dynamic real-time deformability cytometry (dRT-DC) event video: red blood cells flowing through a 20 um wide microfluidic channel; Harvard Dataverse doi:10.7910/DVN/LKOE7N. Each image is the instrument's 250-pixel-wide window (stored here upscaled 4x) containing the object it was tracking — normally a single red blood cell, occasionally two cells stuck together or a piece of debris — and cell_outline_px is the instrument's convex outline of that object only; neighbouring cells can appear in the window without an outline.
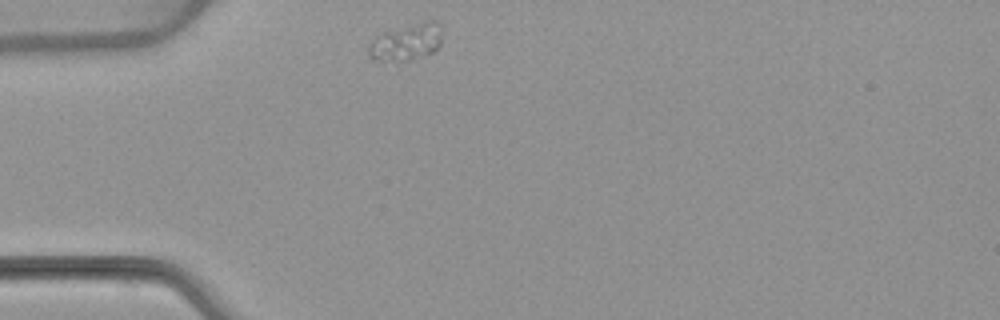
{"species": "common noctule bat (a hibernating species)", "species_latin": "Nyctalus noctula", "temperature_condition": "warm", "stored_images_in_passage": 42, "camera_frame_rate_fps": 3000, "um_per_image_px": 0.085, "animal": {"sex": "female", "body_mass_g": 22.7, "forearm_length_mm": 54.2}, "frame": {"image": 1, "passage_image": 1, "time_ms": 0.0, "image_size_px": [1000, 320], "cell_outline_px": [[440, 44], [432, 52], [396, 64], [376, 60], [368, 56], [368, 44], [376, 36], [384, 32], [424, 20], [436, 20], [440, 32]], "centroid_in_image_um": [34.47, 3.61], "position_along_channel_um": 50.5, "area_um2": 15.9}}
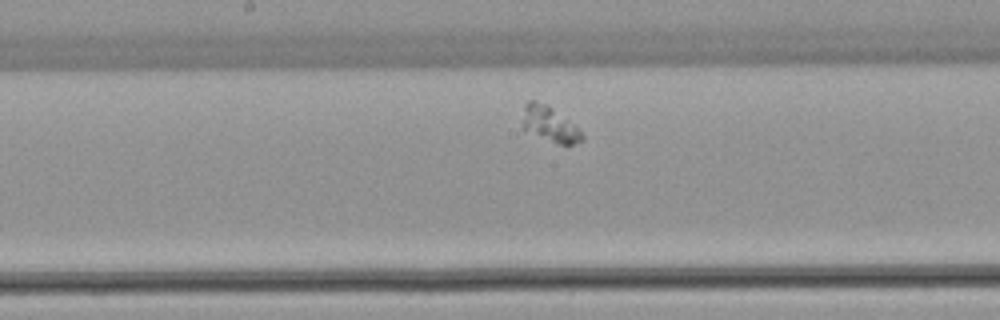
{"frame": {"image": 2, "passage_image": 15, "time_ms": 4.667, "image_size_px": [1000, 320], "cell_outline_px": [[584, 140], [572, 144], [560, 144], [520, 128], [524, 104], [528, 100], [532, 100], [548, 104], [568, 120], [584, 136]], "centroid_in_image_um": [46.65, 10.51], "position_along_channel_um": 201.5, "area_um2": 12.14}}
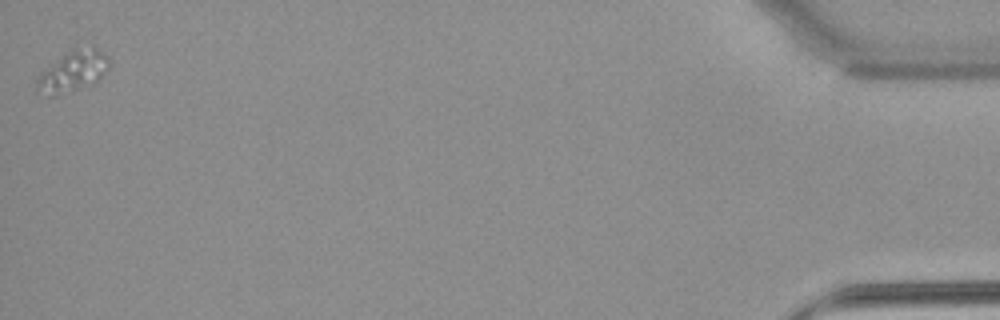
{"frame": {"image": 3, "passage_image": 42, "time_ms": 13.667, "image_size_px": [1000, 320], "cell_outline_px": [[108, 72], [104, 76], [96, 80], [60, 96], [48, 96], [36, 88], [36, 76], [40, 72], [72, 48], [92, 44], [104, 52], [108, 56]], "centroid_in_image_um": [6.2, 6.02], "position_along_channel_um": 429.0, "area_um2": 17.46}}